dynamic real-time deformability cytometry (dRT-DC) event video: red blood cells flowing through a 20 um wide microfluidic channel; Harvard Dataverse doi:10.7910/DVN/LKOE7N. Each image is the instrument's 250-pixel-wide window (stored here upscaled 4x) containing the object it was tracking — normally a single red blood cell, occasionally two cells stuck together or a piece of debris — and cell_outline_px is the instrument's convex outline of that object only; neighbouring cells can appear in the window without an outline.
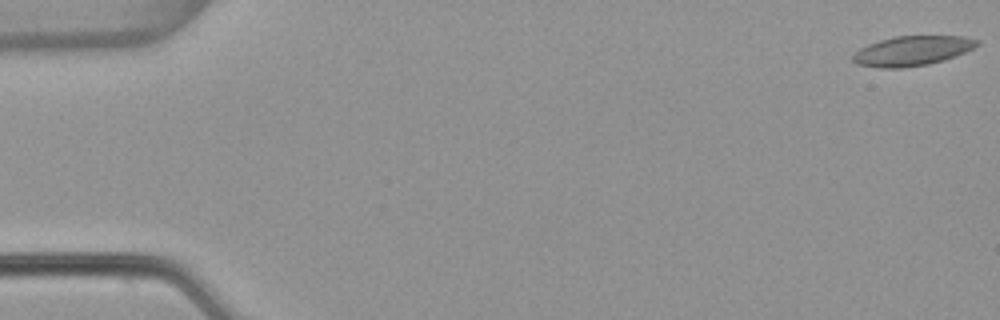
{"species": "common noctule bat (a hibernating species)", "species_latin": "Nyctalus noctula", "temperature_condition": "warm", "stored_images_in_passage": 54, "camera_frame_rate_fps": 3000, "um_per_image_px": 0.085, "animal": {"sex": "female", "body_mass_g": 22.7, "forearm_length_mm": 54.2}, "frame": {"image": 1, "passage_image": 1, "time_ms": 0.0, "image_size_px": [1000, 320], "cell_outline_px": [[980, 44], [964, 52], [944, 60], [928, 64], [900, 68], [880, 68], [856, 64], [852, 60], [852, 56], [860, 48], [868, 44], [880, 40], [896, 36], [964, 36], [980, 40]], "centroid_in_image_um": [77.53, 4.32], "position_along_channel_um": 7.5, "area_um2": 21.44}}
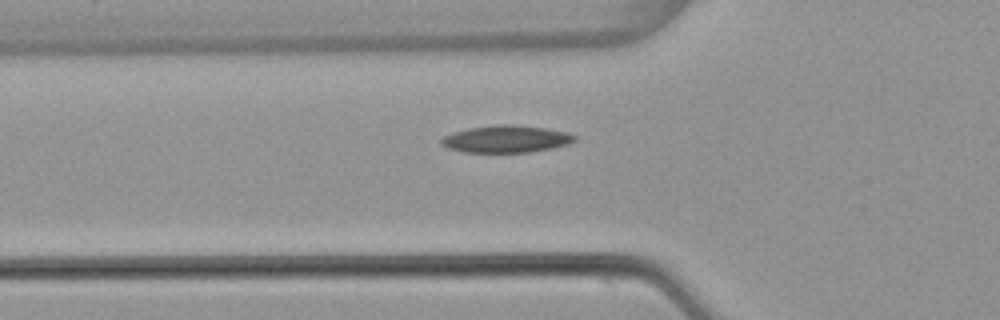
{"frame": {"image": 2, "passage_image": 19, "time_ms": 6.0, "image_size_px": [1000, 320], "cell_outline_px": [[576, 140], [568, 144], [552, 148], [528, 152], [464, 152], [448, 148], [440, 144], [440, 140], [444, 136], [452, 132], [468, 128], [496, 124], [512, 124], [544, 128], [568, 132], [576, 136]], "centroid_in_image_um": [43.0, 11.81], "position_along_channel_um": 82.8, "area_um2": 21.15}}
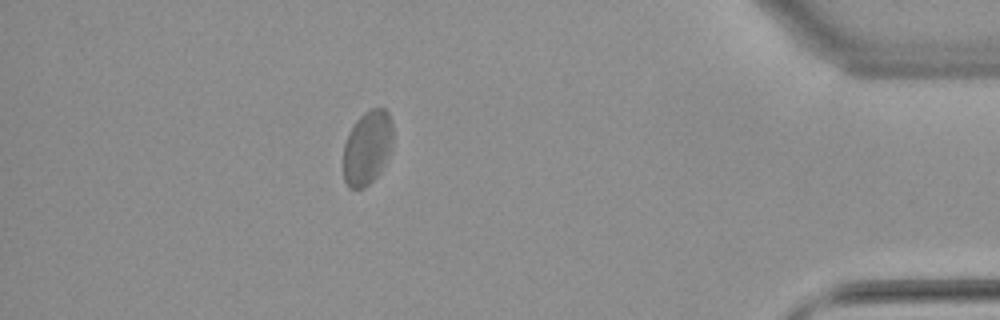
{"frame": {"image": 3, "passage_image": 48, "time_ms": 15.667, "image_size_px": [1000, 320], "cell_outline_px": [[392, 148], [380, 172], [364, 188], [348, 188], [344, 180], [344, 144], [348, 132], [356, 120], [364, 112], [372, 108], [384, 108], [388, 112], [392, 120]], "centroid_in_image_um": [31.22, 12.53], "position_along_channel_um": 404.0, "area_um2": 21.5}, "authors_computed_cell_mechanics": {"area_um2": 21.1259, "velocity_mm_per_s": 3.7982, "shape_relaxation_time_tau1_ms": null, "shape_relaxation_time_tau2_ms": 4.3458, "deformation_change_tau1": null, "deformation_change_tau2": 0.0915}}